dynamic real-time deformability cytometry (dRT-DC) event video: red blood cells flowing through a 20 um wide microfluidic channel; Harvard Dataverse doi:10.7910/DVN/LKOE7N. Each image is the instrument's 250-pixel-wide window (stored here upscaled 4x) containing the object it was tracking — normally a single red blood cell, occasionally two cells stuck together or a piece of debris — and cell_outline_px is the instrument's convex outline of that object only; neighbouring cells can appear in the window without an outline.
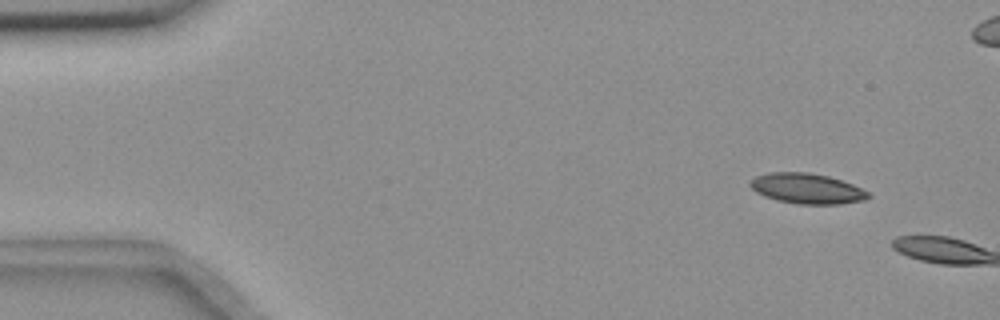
{"species": "common noctule bat (a hibernating species)", "species_latin": "Nyctalus noctula", "temperature_condition": "room temperature", "stored_images_in_passage": 2, "camera_frame_rate_fps": 3000, "um_per_image_px": 0.085, "animal": {"sex": "female", "body_mass_g": 18.4}, "frame": {"image": 1, "passage_image": 1, "time_ms": 0.0, "image_size_px": [1000, 320], "cell_outline_px": [[872, 196], [864, 200], [840, 204], [796, 204], [776, 200], [764, 196], [756, 192], [748, 184], [756, 176], [768, 172], [808, 172], [828, 176], [852, 184], [868, 192]], "centroid_in_image_um": [68.57, 16.03], "position_along_channel_um": 16.4, "area_um2": 20.87}}